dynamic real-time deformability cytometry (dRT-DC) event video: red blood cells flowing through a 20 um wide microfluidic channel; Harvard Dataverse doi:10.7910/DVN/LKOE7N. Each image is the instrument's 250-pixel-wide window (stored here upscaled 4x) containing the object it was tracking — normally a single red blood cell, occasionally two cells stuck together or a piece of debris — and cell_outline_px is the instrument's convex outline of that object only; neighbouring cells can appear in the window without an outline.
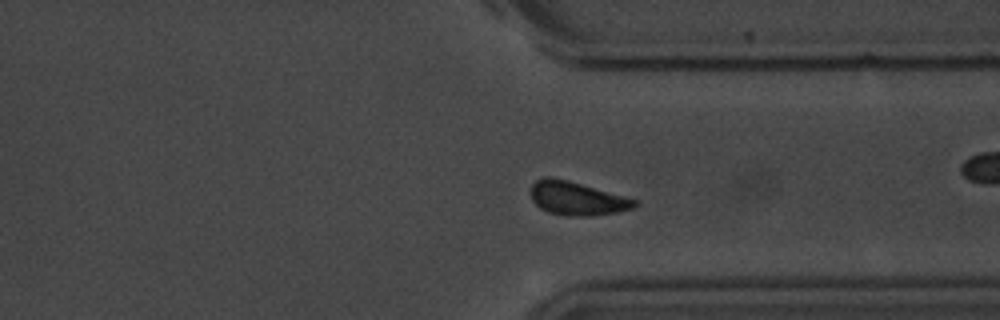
{"species": "common noctule bat (a hibernating species)", "species_latin": "Nyctalus noctula", "temperature_condition": "room temperature", "stored_images_in_passage": 54, "camera_frame_rate_fps": 3000, "um_per_image_px": 0.085, "animal": {"sex": "male", "body_mass_g": 20.1, "forearm_length_mm": 53.5}, "frame": {"image": 1, "passage_image": 39, "time_ms": 12.667, "image_size_px": [1000, 320], "cell_outline_px": [[640, 204], [636, 208], [620, 212], [592, 216], [564, 216], [548, 212], [540, 208], [532, 200], [532, 184], [536, 180], [544, 176], [552, 176], [568, 180], [640, 200]], "centroid_in_image_um": [49.11, 16.87], "position_along_channel_um": 362.3, "area_um2": 20.75}}